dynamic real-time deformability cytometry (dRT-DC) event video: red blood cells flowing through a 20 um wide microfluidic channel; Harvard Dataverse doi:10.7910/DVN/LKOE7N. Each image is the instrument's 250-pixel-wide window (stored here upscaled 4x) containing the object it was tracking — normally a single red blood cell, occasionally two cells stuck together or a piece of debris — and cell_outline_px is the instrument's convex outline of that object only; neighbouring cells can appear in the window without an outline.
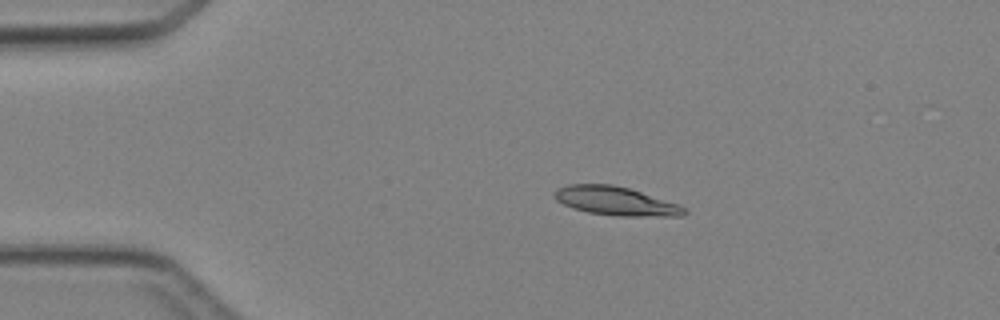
{"species": "Egyptian fruit bat (a non-hibernating species)", "species_latin": "Rousettus aegyptiacus", "temperature_condition": "cold", "stored_images_in_passage": 4, "camera_frame_rate_fps": 3000, "um_per_image_px": 0.085, "animal": {"sex": "female"}, "frame": {"image": 1, "passage_image": 3, "time_ms": 2.333, "image_size_px": [1000, 320], "cell_outline_px": [[688, 212], [684, 216], [616, 216], [588, 212], [564, 204], [556, 200], [552, 196], [552, 192], [556, 188], [568, 184], [612, 184], [628, 188], [680, 204]], "centroid_in_image_um": [52.33, 17.08], "position_along_channel_um": 32.7, "area_um2": 21.79}}